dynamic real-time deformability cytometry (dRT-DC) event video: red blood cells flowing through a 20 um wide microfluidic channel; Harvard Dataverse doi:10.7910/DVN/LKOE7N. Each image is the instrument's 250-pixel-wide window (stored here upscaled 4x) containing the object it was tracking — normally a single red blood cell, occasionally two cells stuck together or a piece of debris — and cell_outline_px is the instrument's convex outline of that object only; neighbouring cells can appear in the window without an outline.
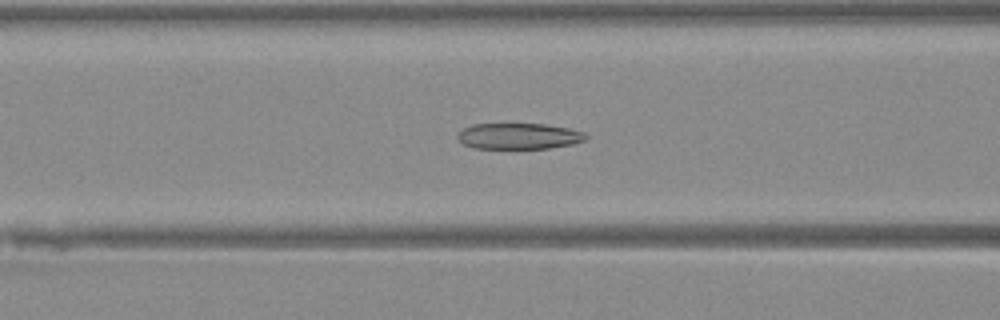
{"species": "Egyptian fruit bat (a non-hibernating species)", "species_latin": "Rousettus aegyptiacus", "temperature_condition": "warm", "stored_images_in_passage": 48, "camera_frame_rate_fps": 3000, "um_per_image_px": 0.085, "animal": {"sex": "female"}, "frame": {"image": 1, "passage_image": 20, "time_ms": 6.333, "image_size_px": [1000, 320], "cell_outline_px": [[588, 136], [584, 140], [572, 144], [548, 148], [472, 148], [464, 144], [456, 136], [464, 128], [472, 124], [544, 124], [568, 128], [584, 132]], "centroid_in_image_um": [44.1, 11.57], "position_along_channel_um": 122.5, "area_um2": 19.25}}
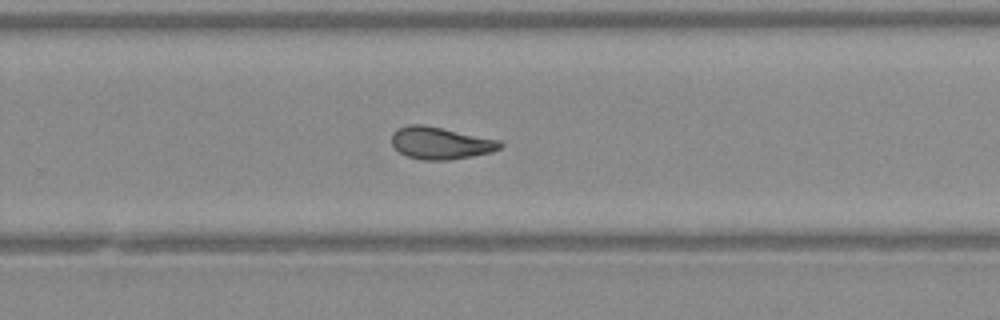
{"frame": {"image": 2, "passage_image": 32, "time_ms": 10.333, "image_size_px": [1000, 320], "cell_outline_px": [[504, 144], [500, 148], [492, 152], [472, 156], [448, 160], [420, 160], [408, 156], [400, 152], [392, 144], [392, 132], [396, 128], [408, 124], [424, 124], [500, 140]], "centroid_in_image_um": [37.43, 12.15], "position_along_channel_um": 292.4, "area_um2": 20.46}}
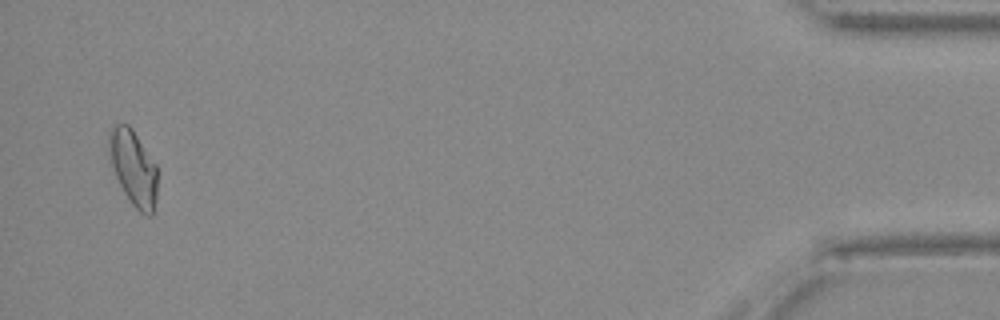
{"frame": {"image": 3, "passage_image": 47, "time_ms": 15.333, "image_size_px": [1000, 320], "cell_outline_px": [[156, 196], [152, 216], [144, 216], [132, 204], [124, 192], [116, 176], [112, 164], [108, 148], [108, 132], [112, 124], [128, 124], [132, 128], [156, 164]], "centroid_in_image_um": [11.32, 14.24], "position_along_channel_um": 423.9, "area_um2": 21.15}}